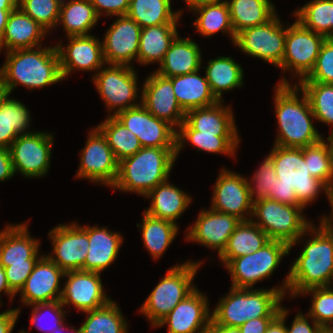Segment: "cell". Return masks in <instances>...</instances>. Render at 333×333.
I'll list each match as a JSON object with an SVG mask.
<instances>
[{
  "label": "cell",
  "instance_id": "8",
  "mask_svg": "<svg viewBox=\"0 0 333 333\" xmlns=\"http://www.w3.org/2000/svg\"><path fill=\"white\" fill-rule=\"evenodd\" d=\"M269 156L280 185L293 188L297 201L304 208L318 198L320 191L323 190L327 196L332 194L323 182L310 174L304 160L303 148L274 145Z\"/></svg>",
  "mask_w": 333,
  "mask_h": 333
},
{
  "label": "cell",
  "instance_id": "71",
  "mask_svg": "<svg viewBox=\"0 0 333 333\" xmlns=\"http://www.w3.org/2000/svg\"><path fill=\"white\" fill-rule=\"evenodd\" d=\"M331 284H333V274H332V278H331V280L329 282V285H328V287L333 290V288L331 287Z\"/></svg>",
  "mask_w": 333,
  "mask_h": 333
},
{
  "label": "cell",
  "instance_id": "60",
  "mask_svg": "<svg viewBox=\"0 0 333 333\" xmlns=\"http://www.w3.org/2000/svg\"><path fill=\"white\" fill-rule=\"evenodd\" d=\"M328 201L332 207V212L330 217H324L321 218L320 221V226L331 236H333V194H330V196H328Z\"/></svg>",
  "mask_w": 333,
  "mask_h": 333
},
{
  "label": "cell",
  "instance_id": "12",
  "mask_svg": "<svg viewBox=\"0 0 333 333\" xmlns=\"http://www.w3.org/2000/svg\"><path fill=\"white\" fill-rule=\"evenodd\" d=\"M326 37L305 28L299 21L286 27L285 50L281 70L306 78L313 70Z\"/></svg>",
  "mask_w": 333,
  "mask_h": 333
},
{
  "label": "cell",
  "instance_id": "25",
  "mask_svg": "<svg viewBox=\"0 0 333 333\" xmlns=\"http://www.w3.org/2000/svg\"><path fill=\"white\" fill-rule=\"evenodd\" d=\"M38 254L39 240L29 235L28 224L7 225L0 231V265L3 268L38 260Z\"/></svg>",
  "mask_w": 333,
  "mask_h": 333
},
{
  "label": "cell",
  "instance_id": "42",
  "mask_svg": "<svg viewBox=\"0 0 333 333\" xmlns=\"http://www.w3.org/2000/svg\"><path fill=\"white\" fill-rule=\"evenodd\" d=\"M97 128L105 136L118 162L135 155L142 148L138 138L125 128L115 116H108Z\"/></svg>",
  "mask_w": 333,
  "mask_h": 333
},
{
  "label": "cell",
  "instance_id": "39",
  "mask_svg": "<svg viewBox=\"0 0 333 333\" xmlns=\"http://www.w3.org/2000/svg\"><path fill=\"white\" fill-rule=\"evenodd\" d=\"M30 117L22 102L7 97L0 104V147L8 149L19 135L31 133L27 131Z\"/></svg>",
  "mask_w": 333,
  "mask_h": 333
},
{
  "label": "cell",
  "instance_id": "62",
  "mask_svg": "<svg viewBox=\"0 0 333 333\" xmlns=\"http://www.w3.org/2000/svg\"><path fill=\"white\" fill-rule=\"evenodd\" d=\"M215 333H241L239 327L225 325H210Z\"/></svg>",
  "mask_w": 333,
  "mask_h": 333
},
{
  "label": "cell",
  "instance_id": "1",
  "mask_svg": "<svg viewBox=\"0 0 333 333\" xmlns=\"http://www.w3.org/2000/svg\"><path fill=\"white\" fill-rule=\"evenodd\" d=\"M274 91L275 113L279 127L274 145L303 148L321 141L324 137L312 123L315 116L309 99L298 84L291 87L289 81L283 77ZM300 91L301 99L298 97Z\"/></svg>",
  "mask_w": 333,
  "mask_h": 333
},
{
  "label": "cell",
  "instance_id": "66",
  "mask_svg": "<svg viewBox=\"0 0 333 333\" xmlns=\"http://www.w3.org/2000/svg\"><path fill=\"white\" fill-rule=\"evenodd\" d=\"M19 6V0H0V9H16Z\"/></svg>",
  "mask_w": 333,
  "mask_h": 333
},
{
  "label": "cell",
  "instance_id": "56",
  "mask_svg": "<svg viewBox=\"0 0 333 333\" xmlns=\"http://www.w3.org/2000/svg\"><path fill=\"white\" fill-rule=\"evenodd\" d=\"M275 318H256L247 320L239 329L241 333H265Z\"/></svg>",
  "mask_w": 333,
  "mask_h": 333
},
{
  "label": "cell",
  "instance_id": "28",
  "mask_svg": "<svg viewBox=\"0 0 333 333\" xmlns=\"http://www.w3.org/2000/svg\"><path fill=\"white\" fill-rule=\"evenodd\" d=\"M218 101L216 104L186 112L185 121L199 134L238 136L232 109Z\"/></svg>",
  "mask_w": 333,
  "mask_h": 333
},
{
  "label": "cell",
  "instance_id": "36",
  "mask_svg": "<svg viewBox=\"0 0 333 333\" xmlns=\"http://www.w3.org/2000/svg\"><path fill=\"white\" fill-rule=\"evenodd\" d=\"M177 131L176 158L184 146L185 140L196 146L197 151H206L216 154L235 155L239 145V136H215V134H199L186 121H184Z\"/></svg>",
  "mask_w": 333,
  "mask_h": 333
},
{
  "label": "cell",
  "instance_id": "35",
  "mask_svg": "<svg viewBox=\"0 0 333 333\" xmlns=\"http://www.w3.org/2000/svg\"><path fill=\"white\" fill-rule=\"evenodd\" d=\"M205 76L212 94L222 101V93L242 87L243 69L232 57H216L205 67Z\"/></svg>",
  "mask_w": 333,
  "mask_h": 333
},
{
  "label": "cell",
  "instance_id": "23",
  "mask_svg": "<svg viewBox=\"0 0 333 333\" xmlns=\"http://www.w3.org/2000/svg\"><path fill=\"white\" fill-rule=\"evenodd\" d=\"M68 40L69 44L65 48L62 47V43L56 45L63 79L75 69L90 72L106 65L102 42L95 36H69Z\"/></svg>",
  "mask_w": 333,
  "mask_h": 333
},
{
  "label": "cell",
  "instance_id": "50",
  "mask_svg": "<svg viewBox=\"0 0 333 333\" xmlns=\"http://www.w3.org/2000/svg\"><path fill=\"white\" fill-rule=\"evenodd\" d=\"M31 306L33 307L31 313V322L32 325H35L36 329H38L39 331H42L44 333H51L64 324V317H66L64 313H66V310L63 312L62 308L64 306L62 305V302L60 300L48 303H38ZM49 313L50 316H47L49 315ZM46 317L47 319L53 321L54 324L52 323V327H50V324V326H45L43 325L44 323L42 324L43 319H45ZM40 322L42 326L40 325ZM46 322H48V320Z\"/></svg>",
  "mask_w": 333,
  "mask_h": 333
},
{
  "label": "cell",
  "instance_id": "2",
  "mask_svg": "<svg viewBox=\"0 0 333 333\" xmlns=\"http://www.w3.org/2000/svg\"><path fill=\"white\" fill-rule=\"evenodd\" d=\"M308 232L314 236L308 239L299 257L292 263L282 284L290 291L292 298L310 288L327 287L333 274V236L313 224Z\"/></svg>",
  "mask_w": 333,
  "mask_h": 333
},
{
  "label": "cell",
  "instance_id": "34",
  "mask_svg": "<svg viewBox=\"0 0 333 333\" xmlns=\"http://www.w3.org/2000/svg\"><path fill=\"white\" fill-rule=\"evenodd\" d=\"M235 35L243 29L261 25L275 14L270 0H227Z\"/></svg>",
  "mask_w": 333,
  "mask_h": 333
},
{
  "label": "cell",
  "instance_id": "55",
  "mask_svg": "<svg viewBox=\"0 0 333 333\" xmlns=\"http://www.w3.org/2000/svg\"><path fill=\"white\" fill-rule=\"evenodd\" d=\"M313 326L308 323V319L302 313L295 315L291 327H287V333H320L322 327L312 320Z\"/></svg>",
  "mask_w": 333,
  "mask_h": 333
},
{
  "label": "cell",
  "instance_id": "3",
  "mask_svg": "<svg viewBox=\"0 0 333 333\" xmlns=\"http://www.w3.org/2000/svg\"><path fill=\"white\" fill-rule=\"evenodd\" d=\"M176 161V147H142L135 155L122 159L112 186L123 192L144 197L157 185L168 180Z\"/></svg>",
  "mask_w": 333,
  "mask_h": 333
},
{
  "label": "cell",
  "instance_id": "64",
  "mask_svg": "<svg viewBox=\"0 0 333 333\" xmlns=\"http://www.w3.org/2000/svg\"><path fill=\"white\" fill-rule=\"evenodd\" d=\"M191 10L206 4L222 2L221 0H184Z\"/></svg>",
  "mask_w": 333,
  "mask_h": 333
},
{
  "label": "cell",
  "instance_id": "67",
  "mask_svg": "<svg viewBox=\"0 0 333 333\" xmlns=\"http://www.w3.org/2000/svg\"><path fill=\"white\" fill-rule=\"evenodd\" d=\"M64 325H62L61 327H59V328H57V329H55L53 332H51V333H61L62 331H64L65 330V328L63 327ZM64 329V330H63ZM71 331L73 332V333H81V329L79 328V329H75V327H73L72 329H71Z\"/></svg>",
  "mask_w": 333,
  "mask_h": 333
},
{
  "label": "cell",
  "instance_id": "53",
  "mask_svg": "<svg viewBox=\"0 0 333 333\" xmlns=\"http://www.w3.org/2000/svg\"><path fill=\"white\" fill-rule=\"evenodd\" d=\"M97 15L105 13L110 16L126 15L129 9L130 0H90Z\"/></svg>",
  "mask_w": 333,
  "mask_h": 333
},
{
  "label": "cell",
  "instance_id": "37",
  "mask_svg": "<svg viewBox=\"0 0 333 333\" xmlns=\"http://www.w3.org/2000/svg\"><path fill=\"white\" fill-rule=\"evenodd\" d=\"M171 8V0H130L126 15L141 28L177 24L182 12H172Z\"/></svg>",
  "mask_w": 333,
  "mask_h": 333
},
{
  "label": "cell",
  "instance_id": "26",
  "mask_svg": "<svg viewBox=\"0 0 333 333\" xmlns=\"http://www.w3.org/2000/svg\"><path fill=\"white\" fill-rule=\"evenodd\" d=\"M46 33L41 25L18 7L11 11L8 18L0 41V52L3 47L8 52L42 46L41 41Z\"/></svg>",
  "mask_w": 333,
  "mask_h": 333
},
{
  "label": "cell",
  "instance_id": "46",
  "mask_svg": "<svg viewBox=\"0 0 333 333\" xmlns=\"http://www.w3.org/2000/svg\"><path fill=\"white\" fill-rule=\"evenodd\" d=\"M297 84L307 95L315 119L333 125V84L321 82H298ZM330 136H333V130Z\"/></svg>",
  "mask_w": 333,
  "mask_h": 333
},
{
  "label": "cell",
  "instance_id": "69",
  "mask_svg": "<svg viewBox=\"0 0 333 333\" xmlns=\"http://www.w3.org/2000/svg\"><path fill=\"white\" fill-rule=\"evenodd\" d=\"M330 147H331L332 165H333V136H330Z\"/></svg>",
  "mask_w": 333,
  "mask_h": 333
},
{
  "label": "cell",
  "instance_id": "40",
  "mask_svg": "<svg viewBox=\"0 0 333 333\" xmlns=\"http://www.w3.org/2000/svg\"><path fill=\"white\" fill-rule=\"evenodd\" d=\"M143 213L142 224L137 227L142 229L145 248L152 258L159 259L177 236L178 224Z\"/></svg>",
  "mask_w": 333,
  "mask_h": 333
},
{
  "label": "cell",
  "instance_id": "19",
  "mask_svg": "<svg viewBox=\"0 0 333 333\" xmlns=\"http://www.w3.org/2000/svg\"><path fill=\"white\" fill-rule=\"evenodd\" d=\"M142 28L127 15L118 16L102 41L105 63L131 66L137 60Z\"/></svg>",
  "mask_w": 333,
  "mask_h": 333
},
{
  "label": "cell",
  "instance_id": "63",
  "mask_svg": "<svg viewBox=\"0 0 333 333\" xmlns=\"http://www.w3.org/2000/svg\"><path fill=\"white\" fill-rule=\"evenodd\" d=\"M12 10L14 9H0V41Z\"/></svg>",
  "mask_w": 333,
  "mask_h": 333
},
{
  "label": "cell",
  "instance_id": "11",
  "mask_svg": "<svg viewBox=\"0 0 333 333\" xmlns=\"http://www.w3.org/2000/svg\"><path fill=\"white\" fill-rule=\"evenodd\" d=\"M286 28L275 14L264 24L243 29L236 34L234 45L249 56L257 57L276 67L282 64Z\"/></svg>",
  "mask_w": 333,
  "mask_h": 333
},
{
  "label": "cell",
  "instance_id": "43",
  "mask_svg": "<svg viewBox=\"0 0 333 333\" xmlns=\"http://www.w3.org/2000/svg\"><path fill=\"white\" fill-rule=\"evenodd\" d=\"M305 28L333 38V0H312L294 12Z\"/></svg>",
  "mask_w": 333,
  "mask_h": 333
},
{
  "label": "cell",
  "instance_id": "57",
  "mask_svg": "<svg viewBox=\"0 0 333 333\" xmlns=\"http://www.w3.org/2000/svg\"><path fill=\"white\" fill-rule=\"evenodd\" d=\"M15 175L9 149L0 147V181L4 182Z\"/></svg>",
  "mask_w": 333,
  "mask_h": 333
},
{
  "label": "cell",
  "instance_id": "48",
  "mask_svg": "<svg viewBox=\"0 0 333 333\" xmlns=\"http://www.w3.org/2000/svg\"><path fill=\"white\" fill-rule=\"evenodd\" d=\"M60 4L56 0H19V8L47 32L58 25Z\"/></svg>",
  "mask_w": 333,
  "mask_h": 333
},
{
  "label": "cell",
  "instance_id": "54",
  "mask_svg": "<svg viewBox=\"0 0 333 333\" xmlns=\"http://www.w3.org/2000/svg\"><path fill=\"white\" fill-rule=\"evenodd\" d=\"M268 199L288 205H301L297 201L294 189L285 185H280V180H278V178L275 179L274 193Z\"/></svg>",
  "mask_w": 333,
  "mask_h": 333
},
{
  "label": "cell",
  "instance_id": "29",
  "mask_svg": "<svg viewBox=\"0 0 333 333\" xmlns=\"http://www.w3.org/2000/svg\"><path fill=\"white\" fill-rule=\"evenodd\" d=\"M201 59L198 44L190 38H180L177 35L165 53L160 68L155 72L167 78L192 73L200 70Z\"/></svg>",
  "mask_w": 333,
  "mask_h": 333
},
{
  "label": "cell",
  "instance_id": "21",
  "mask_svg": "<svg viewBox=\"0 0 333 333\" xmlns=\"http://www.w3.org/2000/svg\"><path fill=\"white\" fill-rule=\"evenodd\" d=\"M65 272L47 255H41L35 263L32 273L19 292L21 301L26 306L60 300V278Z\"/></svg>",
  "mask_w": 333,
  "mask_h": 333
},
{
  "label": "cell",
  "instance_id": "5",
  "mask_svg": "<svg viewBox=\"0 0 333 333\" xmlns=\"http://www.w3.org/2000/svg\"><path fill=\"white\" fill-rule=\"evenodd\" d=\"M41 47L6 52L0 74L10 94L18 84L34 89L63 80L56 46Z\"/></svg>",
  "mask_w": 333,
  "mask_h": 333
},
{
  "label": "cell",
  "instance_id": "10",
  "mask_svg": "<svg viewBox=\"0 0 333 333\" xmlns=\"http://www.w3.org/2000/svg\"><path fill=\"white\" fill-rule=\"evenodd\" d=\"M94 75L92 78L95 87L106 103L109 113L114 110L113 114L108 116H115L141 104V99L140 103L133 102L138 99L137 74L133 65L109 64V67L99 69Z\"/></svg>",
  "mask_w": 333,
  "mask_h": 333
},
{
  "label": "cell",
  "instance_id": "51",
  "mask_svg": "<svg viewBox=\"0 0 333 333\" xmlns=\"http://www.w3.org/2000/svg\"><path fill=\"white\" fill-rule=\"evenodd\" d=\"M299 82L333 84V38H326L310 74Z\"/></svg>",
  "mask_w": 333,
  "mask_h": 333
},
{
  "label": "cell",
  "instance_id": "49",
  "mask_svg": "<svg viewBox=\"0 0 333 333\" xmlns=\"http://www.w3.org/2000/svg\"><path fill=\"white\" fill-rule=\"evenodd\" d=\"M275 179H277L275 167L271 157L268 155L255 174H253L252 180L248 182L250 198L253 203L262 199H268L274 193ZM255 196L256 198H254Z\"/></svg>",
  "mask_w": 333,
  "mask_h": 333
},
{
  "label": "cell",
  "instance_id": "27",
  "mask_svg": "<svg viewBox=\"0 0 333 333\" xmlns=\"http://www.w3.org/2000/svg\"><path fill=\"white\" fill-rule=\"evenodd\" d=\"M89 247L84 261V271L101 273L118 256L123 237L110 232L106 227L87 226Z\"/></svg>",
  "mask_w": 333,
  "mask_h": 333
},
{
  "label": "cell",
  "instance_id": "38",
  "mask_svg": "<svg viewBox=\"0 0 333 333\" xmlns=\"http://www.w3.org/2000/svg\"><path fill=\"white\" fill-rule=\"evenodd\" d=\"M94 6L90 0H69L60 6L61 22L67 36H87L91 35L89 31L98 22Z\"/></svg>",
  "mask_w": 333,
  "mask_h": 333
},
{
  "label": "cell",
  "instance_id": "47",
  "mask_svg": "<svg viewBox=\"0 0 333 333\" xmlns=\"http://www.w3.org/2000/svg\"><path fill=\"white\" fill-rule=\"evenodd\" d=\"M313 294L307 317L322 328H333V290L327 287L310 288L301 294ZM332 324V325H331Z\"/></svg>",
  "mask_w": 333,
  "mask_h": 333
},
{
  "label": "cell",
  "instance_id": "32",
  "mask_svg": "<svg viewBox=\"0 0 333 333\" xmlns=\"http://www.w3.org/2000/svg\"><path fill=\"white\" fill-rule=\"evenodd\" d=\"M270 241L268 235L252 220L241 221L219 255L224 266L233 258L252 254Z\"/></svg>",
  "mask_w": 333,
  "mask_h": 333
},
{
  "label": "cell",
  "instance_id": "65",
  "mask_svg": "<svg viewBox=\"0 0 333 333\" xmlns=\"http://www.w3.org/2000/svg\"><path fill=\"white\" fill-rule=\"evenodd\" d=\"M10 95L3 76L0 74V104Z\"/></svg>",
  "mask_w": 333,
  "mask_h": 333
},
{
  "label": "cell",
  "instance_id": "44",
  "mask_svg": "<svg viewBox=\"0 0 333 333\" xmlns=\"http://www.w3.org/2000/svg\"><path fill=\"white\" fill-rule=\"evenodd\" d=\"M85 313L87 318L80 327L81 333H128V323L113 300L103 307Z\"/></svg>",
  "mask_w": 333,
  "mask_h": 333
},
{
  "label": "cell",
  "instance_id": "33",
  "mask_svg": "<svg viewBox=\"0 0 333 333\" xmlns=\"http://www.w3.org/2000/svg\"><path fill=\"white\" fill-rule=\"evenodd\" d=\"M178 35L177 24H162L142 28L137 62L151 64L161 62L172 41Z\"/></svg>",
  "mask_w": 333,
  "mask_h": 333
},
{
  "label": "cell",
  "instance_id": "59",
  "mask_svg": "<svg viewBox=\"0 0 333 333\" xmlns=\"http://www.w3.org/2000/svg\"><path fill=\"white\" fill-rule=\"evenodd\" d=\"M289 311L281 306L279 315L270 323L265 333H287V327L285 326V319Z\"/></svg>",
  "mask_w": 333,
  "mask_h": 333
},
{
  "label": "cell",
  "instance_id": "6",
  "mask_svg": "<svg viewBox=\"0 0 333 333\" xmlns=\"http://www.w3.org/2000/svg\"><path fill=\"white\" fill-rule=\"evenodd\" d=\"M201 263L187 261L177 264L155 286L139 309L151 322V326L156 327L179 302L196 289L192 281Z\"/></svg>",
  "mask_w": 333,
  "mask_h": 333
},
{
  "label": "cell",
  "instance_id": "68",
  "mask_svg": "<svg viewBox=\"0 0 333 333\" xmlns=\"http://www.w3.org/2000/svg\"><path fill=\"white\" fill-rule=\"evenodd\" d=\"M320 333H333V328H322Z\"/></svg>",
  "mask_w": 333,
  "mask_h": 333
},
{
  "label": "cell",
  "instance_id": "41",
  "mask_svg": "<svg viewBox=\"0 0 333 333\" xmlns=\"http://www.w3.org/2000/svg\"><path fill=\"white\" fill-rule=\"evenodd\" d=\"M191 11L199 14L193 23L199 34L211 37L221 30L223 33H229L234 44L236 35L232 27L227 0L202 5Z\"/></svg>",
  "mask_w": 333,
  "mask_h": 333
},
{
  "label": "cell",
  "instance_id": "72",
  "mask_svg": "<svg viewBox=\"0 0 333 333\" xmlns=\"http://www.w3.org/2000/svg\"><path fill=\"white\" fill-rule=\"evenodd\" d=\"M60 5H63L64 2H66L65 0H56Z\"/></svg>",
  "mask_w": 333,
  "mask_h": 333
},
{
  "label": "cell",
  "instance_id": "31",
  "mask_svg": "<svg viewBox=\"0 0 333 333\" xmlns=\"http://www.w3.org/2000/svg\"><path fill=\"white\" fill-rule=\"evenodd\" d=\"M145 198H151L150 207L144 212L148 215L176 223L182 213L189 207L192 198L169 180L153 188Z\"/></svg>",
  "mask_w": 333,
  "mask_h": 333
},
{
  "label": "cell",
  "instance_id": "20",
  "mask_svg": "<svg viewBox=\"0 0 333 333\" xmlns=\"http://www.w3.org/2000/svg\"><path fill=\"white\" fill-rule=\"evenodd\" d=\"M141 104L156 118L164 120L174 128L185 121V112L181 109L174 94L170 78L151 73L143 83Z\"/></svg>",
  "mask_w": 333,
  "mask_h": 333
},
{
  "label": "cell",
  "instance_id": "13",
  "mask_svg": "<svg viewBox=\"0 0 333 333\" xmlns=\"http://www.w3.org/2000/svg\"><path fill=\"white\" fill-rule=\"evenodd\" d=\"M53 138L52 134L39 131L19 135L8 148L14 173L20 172L28 178L46 175Z\"/></svg>",
  "mask_w": 333,
  "mask_h": 333
},
{
  "label": "cell",
  "instance_id": "61",
  "mask_svg": "<svg viewBox=\"0 0 333 333\" xmlns=\"http://www.w3.org/2000/svg\"><path fill=\"white\" fill-rule=\"evenodd\" d=\"M6 293L10 300L12 301L13 297L16 295V293L9 287V284L7 282V277L5 275L4 268L0 265V296L1 293ZM1 297H0V306H1Z\"/></svg>",
  "mask_w": 333,
  "mask_h": 333
},
{
  "label": "cell",
  "instance_id": "14",
  "mask_svg": "<svg viewBox=\"0 0 333 333\" xmlns=\"http://www.w3.org/2000/svg\"><path fill=\"white\" fill-rule=\"evenodd\" d=\"M87 142L81 150L80 166L76 177L87 178L112 187L118 176V164L105 136L97 128L90 130Z\"/></svg>",
  "mask_w": 333,
  "mask_h": 333
},
{
  "label": "cell",
  "instance_id": "22",
  "mask_svg": "<svg viewBox=\"0 0 333 333\" xmlns=\"http://www.w3.org/2000/svg\"><path fill=\"white\" fill-rule=\"evenodd\" d=\"M207 297L197 288L156 326L168 325V333H202L212 320Z\"/></svg>",
  "mask_w": 333,
  "mask_h": 333
},
{
  "label": "cell",
  "instance_id": "70",
  "mask_svg": "<svg viewBox=\"0 0 333 333\" xmlns=\"http://www.w3.org/2000/svg\"><path fill=\"white\" fill-rule=\"evenodd\" d=\"M202 333H215L210 327L203 331Z\"/></svg>",
  "mask_w": 333,
  "mask_h": 333
},
{
  "label": "cell",
  "instance_id": "24",
  "mask_svg": "<svg viewBox=\"0 0 333 333\" xmlns=\"http://www.w3.org/2000/svg\"><path fill=\"white\" fill-rule=\"evenodd\" d=\"M241 222L236 216L210 210H201L193 226L188 227L187 241L218 250V256L226 248L228 240Z\"/></svg>",
  "mask_w": 333,
  "mask_h": 333
},
{
  "label": "cell",
  "instance_id": "52",
  "mask_svg": "<svg viewBox=\"0 0 333 333\" xmlns=\"http://www.w3.org/2000/svg\"><path fill=\"white\" fill-rule=\"evenodd\" d=\"M37 261L38 260H27V263L12 264L4 268L9 287L16 294L24 286Z\"/></svg>",
  "mask_w": 333,
  "mask_h": 333
},
{
  "label": "cell",
  "instance_id": "17",
  "mask_svg": "<svg viewBox=\"0 0 333 333\" xmlns=\"http://www.w3.org/2000/svg\"><path fill=\"white\" fill-rule=\"evenodd\" d=\"M219 174L213 189L211 208L236 216L241 221L250 220L253 202L248 179L226 169H222Z\"/></svg>",
  "mask_w": 333,
  "mask_h": 333
},
{
  "label": "cell",
  "instance_id": "4",
  "mask_svg": "<svg viewBox=\"0 0 333 333\" xmlns=\"http://www.w3.org/2000/svg\"><path fill=\"white\" fill-rule=\"evenodd\" d=\"M228 295L216 305L210 325L240 327L247 320L276 318L287 287L272 289H245L230 287Z\"/></svg>",
  "mask_w": 333,
  "mask_h": 333
},
{
  "label": "cell",
  "instance_id": "18",
  "mask_svg": "<svg viewBox=\"0 0 333 333\" xmlns=\"http://www.w3.org/2000/svg\"><path fill=\"white\" fill-rule=\"evenodd\" d=\"M101 273L92 271H68L67 281L61 289L62 305H73L78 311L87 312L107 305L111 298L106 296L101 281Z\"/></svg>",
  "mask_w": 333,
  "mask_h": 333
},
{
  "label": "cell",
  "instance_id": "30",
  "mask_svg": "<svg viewBox=\"0 0 333 333\" xmlns=\"http://www.w3.org/2000/svg\"><path fill=\"white\" fill-rule=\"evenodd\" d=\"M198 73L199 70L170 77L178 104L185 113L191 109L209 107L218 102L210 90L206 76L200 77Z\"/></svg>",
  "mask_w": 333,
  "mask_h": 333
},
{
  "label": "cell",
  "instance_id": "45",
  "mask_svg": "<svg viewBox=\"0 0 333 333\" xmlns=\"http://www.w3.org/2000/svg\"><path fill=\"white\" fill-rule=\"evenodd\" d=\"M310 146L303 147L304 160L310 174L323 182L333 194V165L330 136Z\"/></svg>",
  "mask_w": 333,
  "mask_h": 333
},
{
  "label": "cell",
  "instance_id": "7",
  "mask_svg": "<svg viewBox=\"0 0 333 333\" xmlns=\"http://www.w3.org/2000/svg\"><path fill=\"white\" fill-rule=\"evenodd\" d=\"M303 208L302 205H288L262 199L253 203L251 220L268 235L270 240L282 241L288 244L291 250L303 235L308 234V228L312 225L302 215Z\"/></svg>",
  "mask_w": 333,
  "mask_h": 333
},
{
  "label": "cell",
  "instance_id": "15",
  "mask_svg": "<svg viewBox=\"0 0 333 333\" xmlns=\"http://www.w3.org/2000/svg\"><path fill=\"white\" fill-rule=\"evenodd\" d=\"M115 117L138 138L142 147H177L176 128L156 118L142 104Z\"/></svg>",
  "mask_w": 333,
  "mask_h": 333
},
{
  "label": "cell",
  "instance_id": "58",
  "mask_svg": "<svg viewBox=\"0 0 333 333\" xmlns=\"http://www.w3.org/2000/svg\"><path fill=\"white\" fill-rule=\"evenodd\" d=\"M19 314V308L8 309L0 313V333H11Z\"/></svg>",
  "mask_w": 333,
  "mask_h": 333
},
{
  "label": "cell",
  "instance_id": "16",
  "mask_svg": "<svg viewBox=\"0 0 333 333\" xmlns=\"http://www.w3.org/2000/svg\"><path fill=\"white\" fill-rule=\"evenodd\" d=\"M53 254L47 256L64 272L83 270L89 247L87 226L61 224L50 230Z\"/></svg>",
  "mask_w": 333,
  "mask_h": 333
},
{
  "label": "cell",
  "instance_id": "9",
  "mask_svg": "<svg viewBox=\"0 0 333 333\" xmlns=\"http://www.w3.org/2000/svg\"><path fill=\"white\" fill-rule=\"evenodd\" d=\"M289 252L288 244L270 240L252 254L233 258L225 265L232 277L231 287L253 288L258 281L269 278Z\"/></svg>",
  "mask_w": 333,
  "mask_h": 333
}]
</instances>
